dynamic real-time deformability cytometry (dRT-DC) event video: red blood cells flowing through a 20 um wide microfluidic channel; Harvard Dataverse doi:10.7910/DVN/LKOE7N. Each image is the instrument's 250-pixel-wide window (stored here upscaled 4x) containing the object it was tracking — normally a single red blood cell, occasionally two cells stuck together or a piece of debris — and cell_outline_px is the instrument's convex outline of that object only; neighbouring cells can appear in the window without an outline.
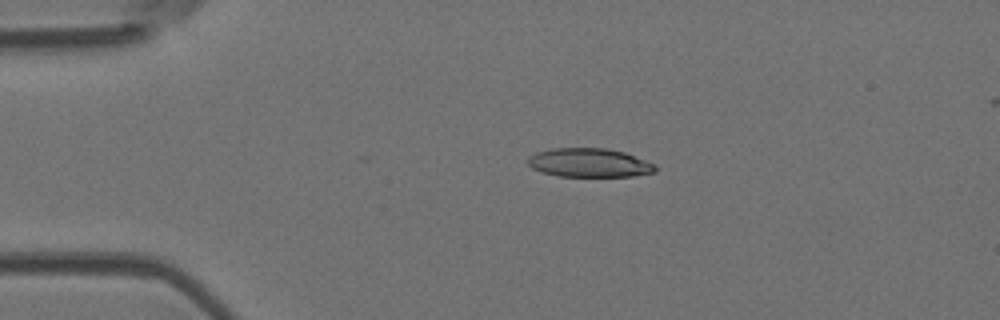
{"species": "Egyptian fruit bat (a non-hibernating species)", "species_latin": "Rousettus aegyptiacus", "temperature_condition": "room temperature", "stored_images_in_passage": 4, "camera_frame_rate_fps": 3000, "um_per_image_px": 0.085, "animal": {"sex": "female"}, "frame": {"image": 1, "passage_image": 2, "time_ms": 1.333, "image_size_px": [1000, 320], "cell_outline_px": [[656, 172], [632, 176], [560, 176], [544, 172], [532, 168], [528, 164], [528, 156], [536, 152], [552, 148], [608, 148], [624, 152], [656, 164]], "centroid_in_image_um": [50.1, 13.82], "position_along_channel_um": 34.9, "area_um2": 21.39}}